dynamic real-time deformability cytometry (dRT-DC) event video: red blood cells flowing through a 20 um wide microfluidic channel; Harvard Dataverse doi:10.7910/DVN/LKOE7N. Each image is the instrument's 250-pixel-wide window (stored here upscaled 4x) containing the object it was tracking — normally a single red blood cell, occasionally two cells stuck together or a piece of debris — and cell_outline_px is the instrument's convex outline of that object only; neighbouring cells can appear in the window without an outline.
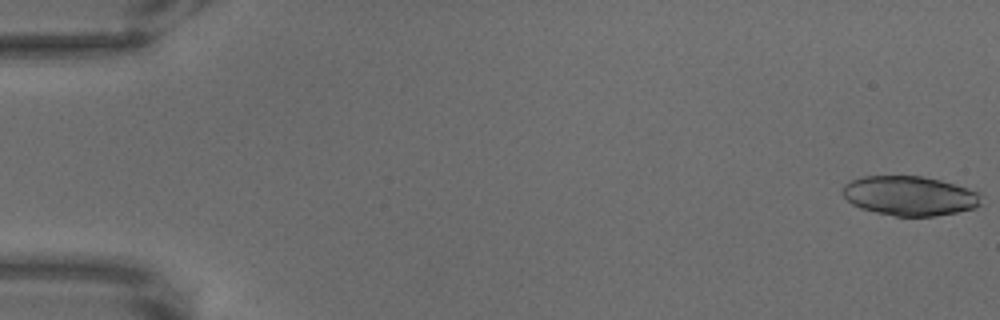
{"species": "common noctule bat (a hibernating species)", "species_latin": "Nyctalus noctula", "temperature_condition": "warm", "stored_images_in_passage": 33, "camera_frame_rate_fps": 3000, "um_per_image_px": 0.085, "animal": {"sex": "male", "body_mass_g": 18.8}, "frame": {"image": 1, "passage_image": 1, "time_ms": 0.0, "image_size_px": [1000, 320], "cell_outline_px": [[980, 204], [976, 208], [936, 216], [896, 216], [876, 212], [860, 208], [852, 204], [844, 196], [844, 184], [852, 180], [864, 176], [924, 176], [940, 180], [968, 188], [976, 192]], "centroid_in_image_um": [77.3, 16.64], "position_along_channel_um": 7.7, "area_um2": 31.56}}
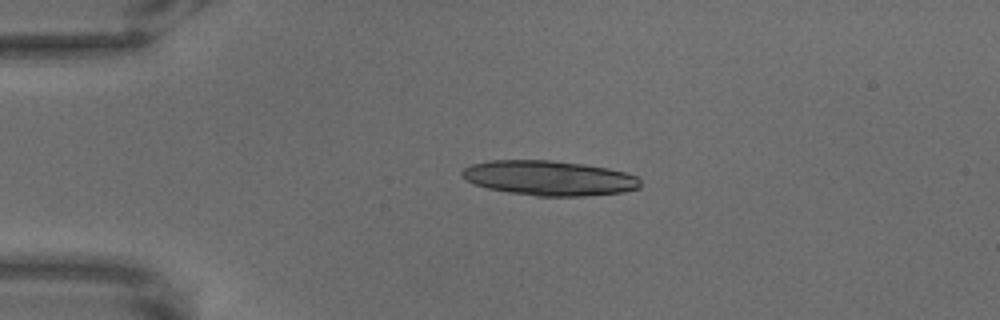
{"frame": {"image": 2, "passage_image": 16, "time_ms": 5.0, "image_size_px": [1000, 320], "cell_outline_px": [[640, 188], [624, 192], [584, 196], [536, 196], [508, 192], [488, 188], [476, 184], [460, 176], [460, 172], [464, 168], [472, 164], [488, 160], [548, 160], [584, 164], [608, 168], [624, 172], [636, 176], [640, 180]], "centroid_in_image_um": [46.68, 15.13], "position_along_channel_um": 38.3, "area_um2": 36.24}}